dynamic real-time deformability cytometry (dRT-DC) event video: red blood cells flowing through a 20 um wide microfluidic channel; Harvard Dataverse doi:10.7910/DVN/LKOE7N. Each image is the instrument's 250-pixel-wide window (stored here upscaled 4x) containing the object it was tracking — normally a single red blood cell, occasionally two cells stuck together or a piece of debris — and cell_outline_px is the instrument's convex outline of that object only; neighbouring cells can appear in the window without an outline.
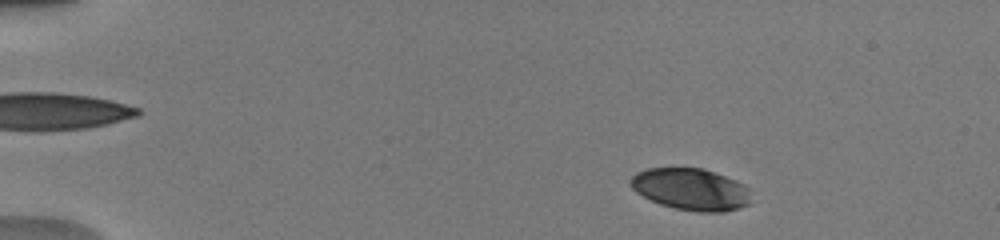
{"species": "human", "species_latin": "Homo sapiens", "temperature_condition": "warm", "stored_images_in_passage": 8, "camera_frame_rate_fps": 3000, "um_per_image_px": 0.085, "donor": {"sex": "male"}, "frame": {"image": 1, "passage_image": 2, "time_ms": 0.667, "image_size_px": [1000, 240], "cell_outline_px": [[748, 204], [740, 208], [724, 212], [696, 212], [676, 208], [660, 204], [636, 192], [628, 184], [628, 180], [636, 172], [648, 168], [704, 168], [736, 180], [744, 184], [748, 188]], "centroid_in_image_um": [58.7, 16.08], "position_along_channel_um": 26.3, "area_um2": 29.42}}
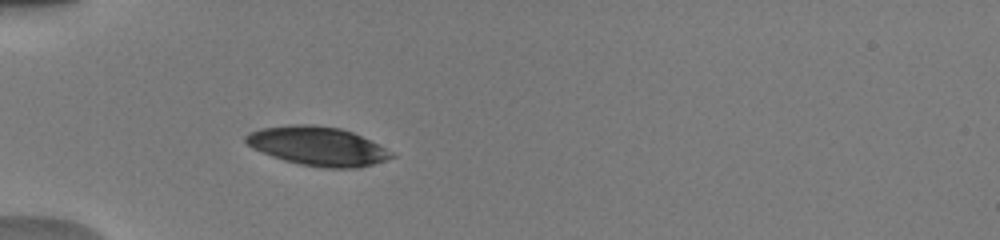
{"frame": {"image": 2, "passage_image": 6, "time_ms": 3.667, "image_size_px": [1000, 240], "cell_outline_px": [[396, 156], [372, 164], [356, 168], [324, 168], [300, 164], [284, 160], [272, 156], [252, 148], [244, 140], [244, 136], [248, 132], [260, 128], [292, 124], [312, 124], [340, 128], [352, 132], [392, 152]], "centroid_in_image_um": [26.95, 12.41], "position_along_channel_um": 58.1, "area_um2": 32.83}}
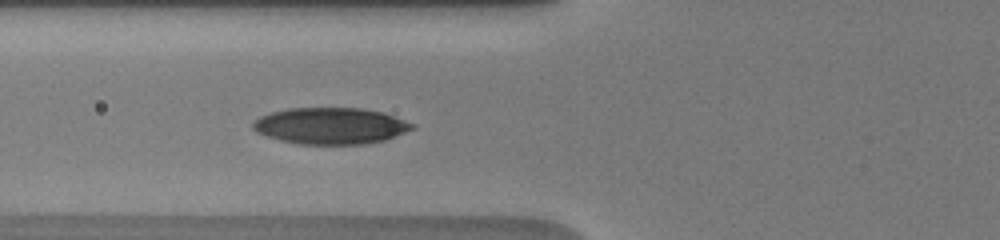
{"frame": {"image": 3, "passage_image": 8, "time_ms": 5.0, "image_size_px": [1000, 240], "cell_outline_px": [[416, 128], [384, 140], [364, 144], [300, 144], [280, 140], [256, 132], [252, 128], [252, 120], [260, 116], [272, 112], [288, 108], [364, 108], [384, 112], [416, 124]], "centroid_in_image_um": [28.11, 10.69], "position_along_channel_um": 97.7, "area_um2": 34.04}}